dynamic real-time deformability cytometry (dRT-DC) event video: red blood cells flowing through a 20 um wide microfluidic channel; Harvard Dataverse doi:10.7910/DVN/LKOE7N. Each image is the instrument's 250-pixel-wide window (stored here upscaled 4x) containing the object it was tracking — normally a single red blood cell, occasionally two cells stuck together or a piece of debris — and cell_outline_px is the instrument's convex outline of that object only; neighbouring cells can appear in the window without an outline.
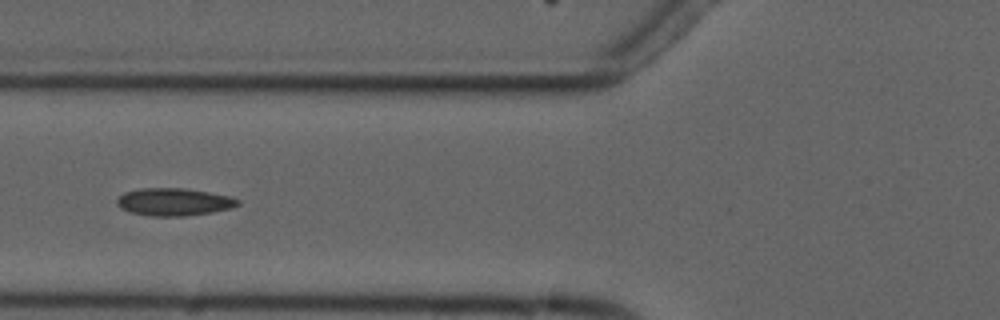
{"species": "common noctule bat (a hibernating species)", "species_latin": "Nyctalus noctula", "temperature_condition": "cold", "stored_images_in_passage": 8, "camera_frame_rate_fps": 3000, "um_per_image_px": 0.085, "animal": {"sex": "male", "forearm_length_mm": 52.5}, "frame": {"image": 1, "passage_image": 6, "time_ms": 5.667, "image_size_px": [1000, 320], "cell_outline_px": [[240, 204], [232, 208], [212, 212], [184, 216], [148, 216], [128, 212], [120, 208], [116, 204], [116, 200], [124, 192], [140, 188], [184, 188], [208, 192], [228, 196], [240, 200]], "centroid_in_image_um": [14.75, 17.17], "position_along_channel_um": 111.1, "area_um2": 19.54}}
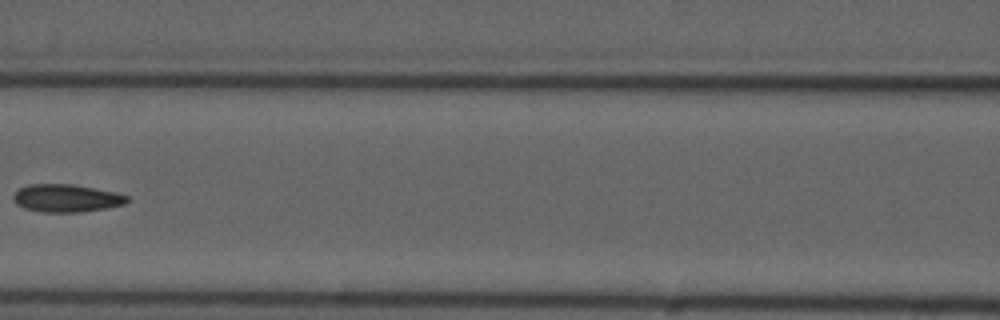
{"frame": {"image": 2, "passage_image": 7, "time_ms": 7.0, "image_size_px": [1000, 320], "cell_outline_px": [[132, 200], [124, 204], [108, 208], [80, 212], [44, 212], [24, 208], [16, 204], [12, 200], [12, 196], [20, 188], [28, 184], [72, 184], [116, 192], [128, 196]], "centroid_in_image_um": [5.66, 16.84], "position_along_channel_um": 160.9, "area_um2": 18.55}}
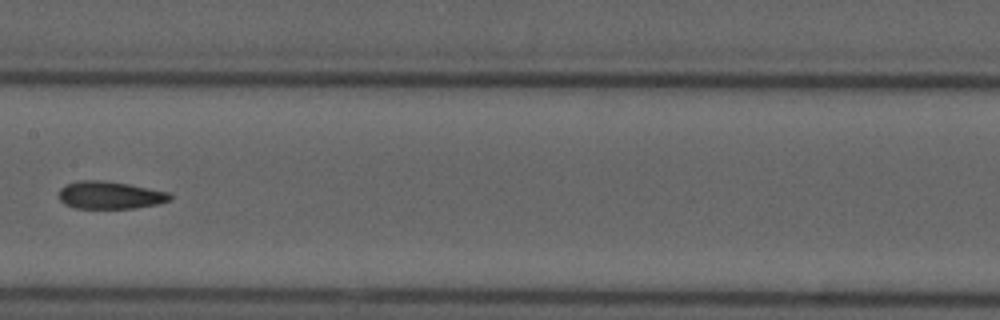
{"frame": {"image": 3, "passage_image": 8, "time_ms": 8.0, "image_size_px": [1000, 320], "cell_outline_px": [[172, 200], [156, 204], [132, 208], [76, 208], [64, 204], [60, 200], [60, 188], [64, 184], [76, 180], [104, 180], [128, 184], [168, 192], [172, 196]], "centroid_in_image_um": [9.31, 16.57], "position_along_channel_um": 198.1, "area_um2": 17.86}}